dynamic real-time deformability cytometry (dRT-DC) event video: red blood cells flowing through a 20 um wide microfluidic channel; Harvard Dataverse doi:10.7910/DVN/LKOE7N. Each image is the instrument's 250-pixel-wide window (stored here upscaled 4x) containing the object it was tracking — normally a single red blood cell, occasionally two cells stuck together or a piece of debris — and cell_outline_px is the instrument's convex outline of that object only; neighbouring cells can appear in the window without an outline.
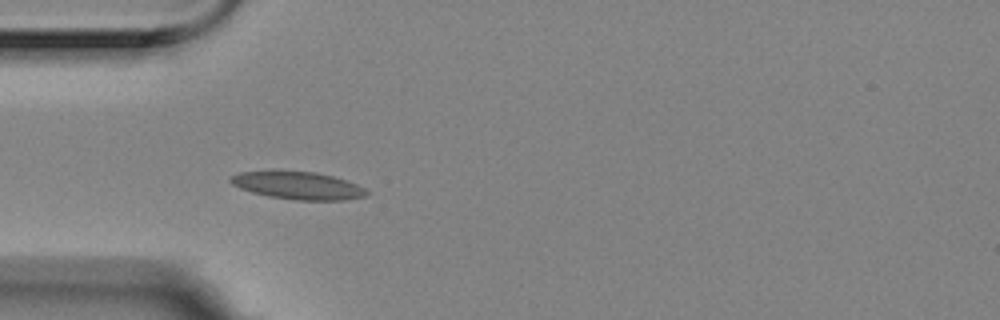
{"species": "Egyptian fruit bat (a non-hibernating species)", "species_latin": "Rousettus aegyptiacus", "temperature_condition": "room temperature", "stored_images_in_passage": 7, "camera_frame_rate_fps": 3000, "um_per_image_px": 0.085, "animal": {"sex": "female"}, "frame": {"image": 1, "passage_image": 4, "time_ms": 1.0, "image_size_px": [1000, 320], "cell_outline_px": [[368, 192], [364, 196], [344, 200], [296, 200], [268, 196], [252, 192], [240, 188], [232, 184], [228, 180], [232, 176], [240, 172], [272, 168], [276, 168], [316, 172], [332, 176], [356, 184], [364, 188]], "centroid_in_image_um": [25.23, 15.72], "position_along_channel_um": 59.8, "area_um2": 22.48}}
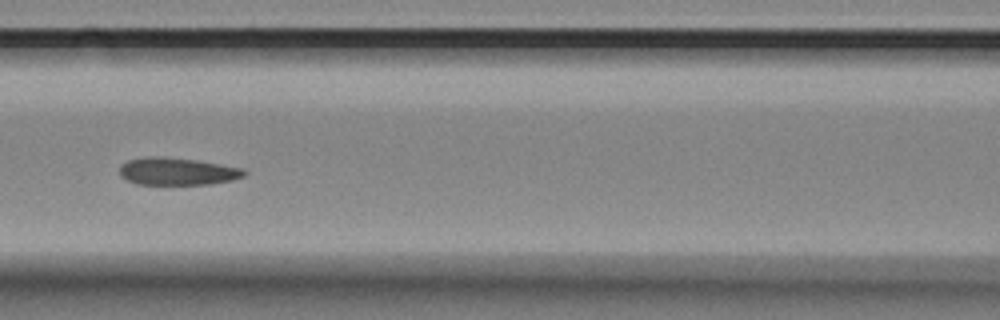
{"frame": {"image": 2, "passage_image": 6, "time_ms": 1.667, "image_size_px": [1000, 320], "cell_outline_px": [[248, 172], [244, 176], [232, 180], [212, 184], [136, 184], [124, 180], [120, 176], [120, 164], [128, 160], [144, 156], [164, 156], [196, 160], [244, 168]], "centroid_in_image_um": [15.04, 14.56], "position_along_channel_um": 151.6, "area_um2": 20.23}}
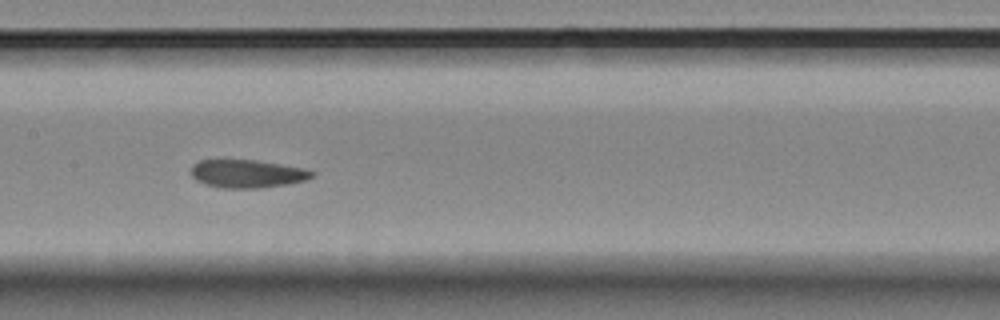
{"frame": {"image": 3, "passage_image": 7, "time_ms": 2.0, "image_size_px": [1000, 320], "cell_outline_px": [[316, 172], [308, 180], [288, 184], [260, 188], [220, 188], [204, 184], [196, 180], [192, 176], [192, 164], [200, 160], [256, 160], [304, 168]], "centroid_in_image_um": [21.02, 14.77], "position_along_channel_um": 186.4, "area_um2": 19.88}}